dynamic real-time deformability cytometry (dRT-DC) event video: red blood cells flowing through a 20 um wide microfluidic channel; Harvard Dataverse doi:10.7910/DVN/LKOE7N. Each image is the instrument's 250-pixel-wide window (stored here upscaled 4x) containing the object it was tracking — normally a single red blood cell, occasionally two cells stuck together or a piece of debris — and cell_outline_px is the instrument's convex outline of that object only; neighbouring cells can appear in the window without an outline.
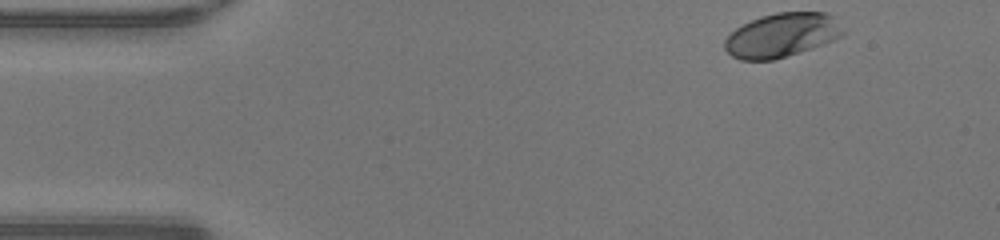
{"species": "human", "species_latin": "Homo sapiens", "temperature_condition": "warm", "stored_images_in_passage": 44, "camera_frame_rate_fps": 3000, "um_per_image_px": 0.085, "donor": {"sex": "male"}, "frame": {"image": 1, "passage_image": 1, "time_ms": 0.0, "image_size_px": [1000, 240], "cell_outline_px": [[844, 32], [840, 36], [832, 40], [812, 48], [772, 60], [740, 60], [732, 56], [724, 48], [724, 40], [736, 28], [760, 16], [776, 12], [828, 12], [836, 16]], "centroid_in_image_um": [66.46, 2.97], "position_along_channel_um": 18.5, "area_um2": 30.29}}
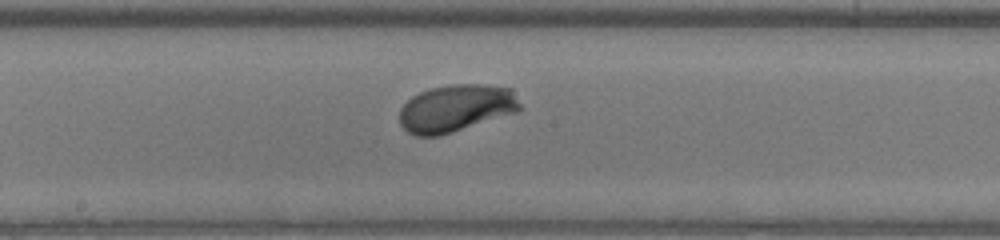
{"frame": {"image": 2, "passage_image": 21, "time_ms": 6.667, "image_size_px": [1000, 240], "cell_outline_px": [[524, 108], [520, 112], [440, 136], [416, 136], [408, 132], [400, 124], [400, 108], [412, 96], [420, 92], [432, 88], [452, 84], [480, 84], [512, 88]], "centroid_in_image_um": [38.83, 9.21], "position_along_channel_um": 209.4, "area_um2": 33.7}}
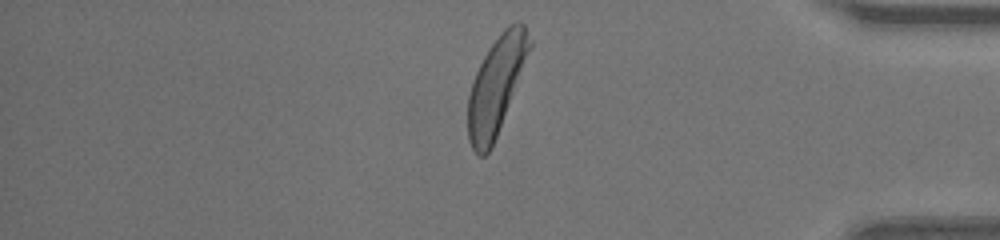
{"frame": {"image": 3, "passage_image": 36, "time_ms": 11.667, "image_size_px": [1000, 240], "cell_outline_px": [[532, 44], [496, 136], [488, 152], [484, 156], [480, 156], [472, 148], [468, 140], [468, 96], [472, 80], [484, 56], [500, 32], [508, 24], [516, 20], [520, 20], [524, 24], [532, 40]], "centroid_in_image_um": [42.16, 7.21], "position_along_channel_um": 393.0, "area_um2": 34.16}, "authors_computed_cell_mechanics": {"area_um2": 32.657, "velocity_mm_per_s": 4.2951, "shape_relaxation_time_tau1_ms": 2.1502, "shape_relaxation_time_tau2_ms": null, "deformation_change_tau1": 0.163, "deformation_change_tau2": null}}